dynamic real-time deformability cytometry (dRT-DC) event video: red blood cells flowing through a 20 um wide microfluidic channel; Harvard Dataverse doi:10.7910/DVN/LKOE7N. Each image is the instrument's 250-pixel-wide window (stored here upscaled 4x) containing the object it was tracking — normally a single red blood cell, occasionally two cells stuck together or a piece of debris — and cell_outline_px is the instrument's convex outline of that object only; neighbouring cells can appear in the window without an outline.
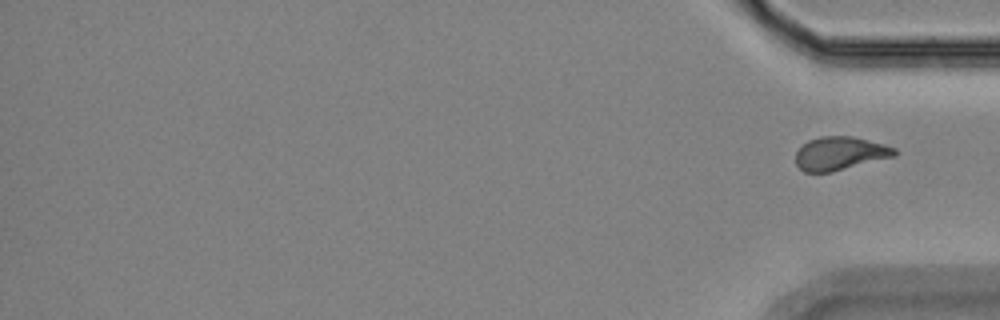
{"species": "Egyptian fruit bat (a non-hibernating species)", "species_latin": "Rousettus aegyptiacus", "temperature_condition": "room temperature", "stored_images_in_passage": 17, "segment_of_instrument_passage": [2, 2], "camera_frame_rate_fps": 3000, "um_per_image_px": 0.085, "animal": {"sex": "female"}, "frame": {"image": 1, "passage_image": 17, "time_ms": 19.0, "image_size_px": [1000, 320], "cell_outline_px": [[896, 156], [832, 172], [804, 172], [796, 164], [796, 152], [808, 140], [820, 136], [852, 136], [884, 144], [896, 148]], "centroid_in_image_um": [71.41, 13.04], "position_along_channel_um": 363.8, "area_um2": 19.25}}